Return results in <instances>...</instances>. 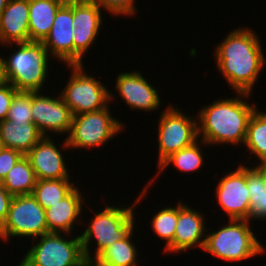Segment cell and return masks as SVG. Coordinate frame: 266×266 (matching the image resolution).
Segmentation results:
<instances>
[{
	"instance_id": "8992f818",
	"label": "cell",
	"mask_w": 266,
	"mask_h": 266,
	"mask_svg": "<svg viewBox=\"0 0 266 266\" xmlns=\"http://www.w3.org/2000/svg\"><path fill=\"white\" fill-rule=\"evenodd\" d=\"M66 237L67 233L49 232L34 239L18 266H88L80 236Z\"/></svg>"
},
{
	"instance_id": "d6a6232c",
	"label": "cell",
	"mask_w": 266,
	"mask_h": 266,
	"mask_svg": "<svg viewBox=\"0 0 266 266\" xmlns=\"http://www.w3.org/2000/svg\"><path fill=\"white\" fill-rule=\"evenodd\" d=\"M13 196L4 188L0 182V226L6 220L9 206Z\"/></svg>"
},
{
	"instance_id": "7c38bea8",
	"label": "cell",
	"mask_w": 266,
	"mask_h": 266,
	"mask_svg": "<svg viewBox=\"0 0 266 266\" xmlns=\"http://www.w3.org/2000/svg\"><path fill=\"white\" fill-rule=\"evenodd\" d=\"M31 110L33 123L43 136H51L50 132L69 133L73 115L60 94L50 97L41 91H31Z\"/></svg>"
},
{
	"instance_id": "e575fe53",
	"label": "cell",
	"mask_w": 266,
	"mask_h": 266,
	"mask_svg": "<svg viewBox=\"0 0 266 266\" xmlns=\"http://www.w3.org/2000/svg\"><path fill=\"white\" fill-rule=\"evenodd\" d=\"M3 82H4V78H3L2 56H0V85Z\"/></svg>"
},
{
	"instance_id": "8fae6325",
	"label": "cell",
	"mask_w": 266,
	"mask_h": 266,
	"mask_svg": "<svg viewBox=\"0 0 266 266\" xmlns=\"http://www.w3.org/2000/svg\"><path fill=\"white\" fill-rule=\"evenodd\" d=\"M102 8L90 0H73L74 65L83 64L85 53L102 28Z\"/></svg>"
},
{
	"instance_id": "cb8c5ba5",
	"label": "cell",
	"mask_w": 266,
	"mask_h": 266,
	"mask_svg": "<svg viewBox=\"0 0 266 266\" xmlns=\"http://www.w3.org/2000/svg\"><path fill=\"white\" fill-rule=\"evenodd\" d=\"M200 142V143H199ZM207 145L204 141H196L193 145L183 148L173 154H171L168 158H166L158 167V175L159 173H163V171L170 167V165H174V167L182 173L194 172L200 169L204 164V151H202V147Z\"/></svg>"
},
{
	"instance_id": "f546056e",
	"label": "cell",
	"mask_w": 266,
	"mask_h": 266,
	"mask_svg": "<svg viewBox=\"0 0 266 266\" xmlns=\"http://www.w3.org/2000/svg\"><path fill=\"white\" fill-rule=\"evenodd\" d=\"M98 4L103 10L112 16H133L136 14L135 0H90Z\"/></svg>"
},
{
	"instance_id": "ac0fdd59",
	"label": "cell",
	"mask_w": 266,
	"mask_h": 266,
	"mask_svg": "<svg viewBox=\"0 0 266 266\" xmlns=\"http://www.w3.org/2000/svg\"><path fill=\"white\" fill-rule=\"evenodd\" d=\"M29 42V0H8L0 15V43Z\"/></svg>"
},
{
	"instance_id": "4fadbf2b",
	"label": "cell",
	"mask_w": 266,
	"mask_h": 266,
	"mask_svg": "<svg viewBox=\"0 0 266 266\" xmlns=\"http://www.w3.org/2000/svg\"><path fill=\"white\" fill-rule=\"evenodd\" d=\"M219 206L229 219L249 220L250 191L246 183V166L241 163L235 170L220 178L215 189Z\"/></svg>"
},
{
	"instance_id": "9c48e42d",
	"label": "cell",
	"mask_w": 266,
	"mask_h": 266,
	"mask_svg": "<svg viewBox=\"0 0 266 266\" xmlns=\"http://www.w3.org/2000/svg\"><path fill=\"white\" fill-rule=\"evenodd\" d=\"M187 115L173 104L161 112L157 128L158 166L171 154L199 140L198 122H196L198 119Z\"/></svg>"
},
{
	"instance_id": "2e32d148",
	"label": "cell",
	"mask_w": 266,
	"mask_h": 266,
	"mask_svg": "<svg viewBox=\"0 0 266 266\" xmlns=\"http://www.w3.org/2000/svg\"><path fill=\"white\" fill-rule=\"evenodd\" d=\"M52 136H43L25 155L32 166L37 180L71 179L64 156L54 144Z\"/></svg>"
},
{
	"instance_id": "603a6c76",
	"label": "cell",
	"mask_w": 266,
	"mask_h": 266,
	"mask_svg": "<svg viewBox=\"0 0 266 266\" xmlns=\"http://www.w3.org/2000/svg\"><path fill=\"white\" fill-rule=\"evenodd\" d=\"M36 182L35 172L28 158L23 155L1 183L12 196H18L32 194Z\"/></svg>"
},
{
	"instance_id": "52a82bcc",
	"label": "cell",
	"mask_w": 266,
	"mask_h": 266,
	"mask_svg": "<svg viewBox=\"0 0 266 266\" xmlns=\"http://www.w3.org/2000/svg\"><path fill=\"white\" fill-rule=\"evenodd\" d=\"M111 106L95 112L73 115L69 133L61 145L62 149H91L104 145L119 132H122L123 122L110 113Z\"/></svg>"
},
{
	"instance_id": "7402d4cb",
	"label": "cell",
	"mask_w": 266,
	"mask_h": 266,
	"mask_svg": "<svg viewBox=\"0 0 266 266\" xmlns=\"http://www.w3.org/2000/svg\"><path fill=\"white\" fill-rule=\"evenodd\" d=\"M134 226L123 238L114 241L91 264L93 266H137V247L132 241Z\"/></svg>"
},
{
	"instance_id": "5b68a950",
	"label": "cell",
	"mask_w": 266,
	"mask_h": 266,
	"mask_svg": "<svg viewBox=\"0 0 266 266\" xmlns=\"http://www.w3.org/2000/svg\"><path fill=\"white\" fill-rule=\"evenodd\" d=\"M250 222L229 219L221 229L206 233L203 250L226 262L244 261L264 253V246L254 235Z\"/></svg>"
},
{
	"instance_id": "83f0119b",
	"label": "cell",
	"mask_w": 266,
	"mask_h": 266,
	"mask_svg": "<svg viewBox=\"0 0 266 266\" xmlns=\"http://www.w3.org/2000/svg\"><path fill=\"white\" fill-rule=\"evenodd\" d=\"M151 220V228L159 238L166 241L163 251L173 253V238L178 220V202L175 207L166 206Z\"/></svg>"
},
{
	"instance_id": "1f68e13d",
	"label": "cell",
	"mask_w": 266,
	"mask_h": 266,
	"mask_svg": "<svg viewBox=\"0 0 266 266\" xmlns=\"http://www.w3.org/2000/svg\"><path fill=\"white\" fill-rule=\"evenodd\" d=\"M16 92L17 90L10 83L4 81L0 85V121L6 119Z\"/></svg>"
},
{
	"instance_id": "ffe728a7",
	"label": "cell",
	"mask_w": 266,
	"mask_h": 266,
	"mask_svg": "<svg viewBox=\"0 0 266 266\" xmlns=\"http://www.w3.org/2000/svg\"><path fill=\"white\" fill-rule=\"evenodd\" d=\"M2 146L26 155L43 137L34 123H14L10 120L0 121Z\"/></svg>"
},
{
	"instance_id": "d4e9b609",
	"label": "cell",
	"mask_w": 266,
	"mask_h": 266,
	"mask_svg": "<svg viewBox=\"0 0 266 266\" xmlns=\"http://www.w3.org/2000/svg\"><path fill=\"white\" fill-rule=\"evenodd\" d=\"M70 180L72 179L37 180L32 195L46 210L61 201L76 187V184Z\"/></svg>"
},
{
	"instance_id": "f1b7e54d",
	"label": "cell",
	"mask_w": 266,
	"mask_h": 266,
	"mask_svg": "<svg viewBox=\"0 0 266 266\" xmlns=\"http://www.w3.org/2000/svg\"><path fill=\"white\" fill-rule=\"evenodd\" d=\"M31 112V91H17L6 119L14 123H33Z\"/></svg>"
},
{
	"instance_id": "6da1fadb",
	"label": "cell",
	"mask_w": 266,
	"mask_h": 266,
	"mask_svg": "<svg viewBox=\"0 0 266 266\" xmlns=\"http://www.w3.org/2000/svg\"><path fill=\"white\" fill-rule=\"evenodd\" d=\"M252 28H236L216 45L215 62L234 92L251 94L266 65L261 41Z\"/></svg>"
},
{
	"instance_id": "3957f363",
	"label": "cell",
	"mask_w": 266,
	"mask_h": 266,
	"mask_svg": "<svg viewBox=\"0 0 266 266\" xmlns=\"http://www.w3.org/2000/svg\"><path fill=\"white\" fill-rule=\"evenodd\" d=\"M155 178L153 177L143 190L140 192L137 199L131 204V206L119 207L106 205L101 211H97L91 223L89 222L88 227L80 234V241L82 243V249L84 256L89 264H91L105 249L110 246L114 241L123 238L134 226L135 212L134 208L145 198L149 188V184L154 183ZM153 181V182H151ZM91 240L96 241V251L94 255L91 254L90 242Z\"/></svg>"
},
{
	"instance_id": "d6986e66",
	"label": "cell",
	"mask_w": 266,
	"mask_h": 266,
	"mask_svg": "<svg viewBox=\"0 0 266 266\" xmlns=\"http://www.w3.org/2000/svg\"><path fill=\"white\" fill-rule=\"evenodd\" d=\"M79 188L76 186L66 197L45 210L49 232L67 233L70 236L78 217L82 213L83 202Z\"/></svg>"
},
{
	"instance_id": "4dcf8cb0",
	"label": "cell",
	"mask_w": 266,
	"mask_h": 266,
	"mask_svg": "<svg viewBox=\"0 0 266 266\" xmlns=\"http://www.w3.org/2000/svg\"><path fill=\"white\" fill-rule=\"evenodd\" d=\"M23 154L11 148L0 149V182L7 176L10 169L17 163Z\"/></svg>"
},
{
	"instance_id": "30bf717a",
	"label": "cell",
	"mask_w": 266,
	"mask_h": 266,
	"mask_svg": "<svg viewBox=\"0 0 266 266\" xmlns=\"http://www.w3.org/2000/svg\"><path fill=\"white\" fill-rule=\"evenodd\" d=\"M48 233L45 210L32 194L13 196L6 220L0 226V239L37 238Z\"/></svg>"
},
{
	"instance_id": "e0dca14e",
	"label": "cell",
	"mask_w": 266,
	"mask_h": 266,
	"mask_svg": "<svg viewBox=\"0 0 266 266\" xmlns=\"http://www.w3.org/2000/svg\"><path fill=\"white\" fill-rule=\"evenodd\" d=\"M181 202H178V220L173 238V253H181L195 246L203 250L206 232L211 229L206 228L202 213Z\"/></svg>"
},
{
	"instance_id": "484cf974",
	"label": "cell",
	"mask_w": 266,
	"mask_h": 266,
	"mask_svg": "<svg viewBox=\"0 0 266 266\" xmlns=\"http://www.w3.org/2000/svg\"><path fill=\"white\" fill-rule=\"evenodd\" d=\"M246 183L250 191L249 221H266V180L254 167L246 165Z\"/></svg>"
},
{
	"instance_id": "836d02e7",
	"label": "cell",
	"mask_w": 266,
	"mask_h": 266,
	"mask_svg": "<svg viewBox=\"0 0 266 266\" xmlns=\"http://www.w3.org/2000/svg\"><path fill=\"white\" fill-rule=\"evenodd\" d=\"M260 163L253 164L254 168L261 174V176L266 180V158L259 160ZM257 165V166H256Z\"/></svg>"
},
{
	"instance_id": "7a4b0ae2",
	"label": "cell",
	"mask_w": 266,
	"mask_h": 266,
	"mask_svg": "<svg viewBox=\"0 0 266 266\" xmlns=\"http://www.w3.org/2000/svg\"><path fill=\"white\" fill-rule=\"evenodd\" d=\"M249 96L248 93L237 92L233 98H219L199 110L197 114L198 135L201 136L199 139L201 138L200 140L208 146L244 144L248 121L257 108L255 102L250 105L244 100V98L248 100Z\"/></svg>"
},
{
	"instance_id": "277c9868",
	"label": "cell",
	"mask_w": 266,
	"mask_h": 266,
	"mask_svg": "<svg viewBox=\"0 0 266 266\" xmlns=\"http://www.w3.org/2000/svg\"><path fill=\"white\" fill-rule=\"evenodd\" d=\"M13 47L9 58L2 57L3 78L17 91H41L44 88L52 56L42 42L6 44ZM17 48V49H16Z\"/></svg>"
},
{
	"instance_id": "9a60e30c",
	"label": "cell",
	"mask_w": 266,
	"mask_h": 266,
	"mask_svg": "<svg viewBox=\"0 0 266 266\" xmlns=\"http://www.w3.org/2000/svg\"><path fill=\"white\" fill-rule=\"evenodd\" d=\"M73 0H67L57 11L52 28L42 44L52 58L74 65Z\"/></svg>"
},
{
	"instance_id": "8d00e7d4",
	"label": "cell",
	"mask_w": 266,
	"mask_h": 266,
	"mask_svg": "<svg viewBox=\"0 0 266 266\" xmlns=\"http://www.w3.org/2000/svg\"><path fill=\"white\" fill-rule=\"evenodd\" d=\"M3 146H2V143H1V137H0V149L2 148Z\"/></svg>"
},
{
	"instance_id": "ba28073f",
	"label": "cell",
	"mask_w": 266,
	"mask_h": 266,
	"mask_svg": "<svg viewBox=\"0 0 266 266\" xmlns=\"http://www.w3.org/2000/svg\"><path fill=\"white\" fill-rule=\"evenodd\" d=\"M71 75L60 96L71 110L72 115L95 112L111 105L114 99L107 86L85 73L83 64L67 65Z\"/></svg>"
},
{
	"instance_id": "d590c367",
	"label": "cell",
	"mask_w": 266,
	"mask_h": 266,
	"mask_svg": "<svg viewBox=\"0 0 266 266\" xmlns=\"http://www.w3.org/2000/svg\"><path fill=\"white\" fill-rule=\"evenodd\" d=\"M8 0H0V15L2 11L6 8Z\"/></svg>"
},
{
	"instance_id": "4316f807",
	"label": "cell",
	"mask_w": 266,
	"mask_h": 266,
	"mask_svg": "<svg viewBox=\"0 0 266 266\" xmlns=\"http://www.w3.org/2000/svg\"><path fill=\"white\" fill-rule=\"evenodd\" d=\"M244 146L257 159L266 158V112H260L258 107L248 121Z\"/></svg>"
},
{
	"instance_id": "44dd1931",
	"label": "cell",
	"mask_w": 266,
	"mask_h": 266,
	"mask_svg": "<svg viewBox=\"0 0 266 266\" xmlns=\"http://www.w3.org/2000/svg\"><path fill=\"white\" fill-rule=\"evenodd\" d=\"M67 0H29V42H42L49 34L56 13Z\"/></svg>"
},
{
	"instance_id": "5bb4252c",
	"label": "cell",
	"mask_w": 266,
	"mask_h": 266,
	"mask_svg": "<svg viewBox=\"0 0 266 266\" xmlns=\"http://www.w3.org/2000/svg\"><path fill=\"white\" fill-rule=\"evenodd\" d=\"M115 89L120 98L132 110L152 112L160 108L161 98L157 89L149 84L139 71L120 72L116 77Z\"/></svg>"
}]
</instances>
